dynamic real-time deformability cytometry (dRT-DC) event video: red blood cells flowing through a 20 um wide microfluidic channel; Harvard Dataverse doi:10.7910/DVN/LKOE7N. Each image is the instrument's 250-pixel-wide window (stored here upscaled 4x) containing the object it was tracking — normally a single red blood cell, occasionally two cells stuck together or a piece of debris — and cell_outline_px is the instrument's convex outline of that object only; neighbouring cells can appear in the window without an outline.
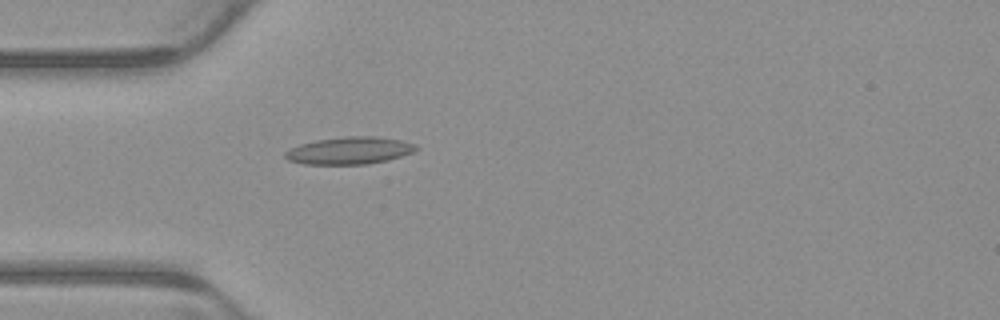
{"species": "common noctule bat (a hibernating species)", "species_latin": "Nyctalus noctula", "temperature_condition": "warm", "stored_images_in_passage": 5, "camera_frame_rate_fps": 3000, "um_per_image_px": 0.085, "animal": {"sex": "male", "body_mass_g": 23.1, "forearm_length_mm": 52.7}, "frame": {"image": 1, "passage_image": 5, "time_ms": 1.333, "image_size_px": [1000, 320], "cell_outline_px": [[420, 148], [412, 152], [388, 160], [368, 164], [304, 164], [288, 160], [284, 156], [284, 152], [300, 144], [316, 140], [344, 136], [380, 136], [400, 140], [416, 144]], "centroid_in_image_um": [29.72, 12.79], "position_along_channel_um": 55.3, "area_um2": 20.87}}